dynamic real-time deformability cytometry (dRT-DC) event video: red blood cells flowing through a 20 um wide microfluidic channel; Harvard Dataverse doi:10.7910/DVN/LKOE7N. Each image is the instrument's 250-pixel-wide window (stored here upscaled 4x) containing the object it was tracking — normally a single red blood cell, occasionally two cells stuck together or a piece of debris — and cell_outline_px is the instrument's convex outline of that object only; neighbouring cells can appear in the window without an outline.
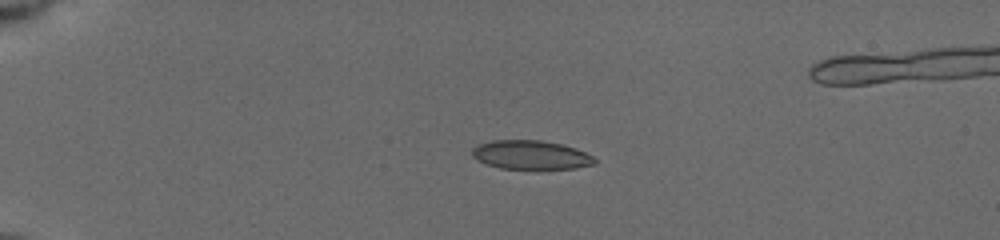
{"species": "common noctule bat (a hibernating species)", "species_latin": "Nyctalus noctula", "temperature_condition": "cold", "stored_images_in_passage": 37, "camera_frame_rate_fps": 3000, "um_per_image_px": 0.085, "animal": {"sex": "female", "body_mass_g": 19.5, "forearm_length_mm": 54.1}, "frame": {"image": 1, "passage_image": 24, "time_ms": 3.667, "image_size_px": [1000, 240], "cell_outline_px": [[596, 164], [576, 168], [500, 168], [476, 160], [472, 156], [472, 148], [480, 144], [492, 140], [540, 140], [564, 144], [576, 148], [592, 156], [596, 160]], "centroid_in_image_um": [45.13, 13.15], "position_along_channel_um": 39.9, "area_um2": 20.52}}